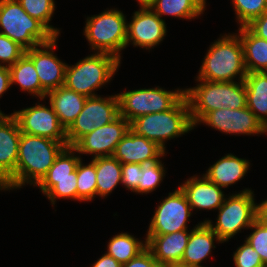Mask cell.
<instances>
[{"label":"cell","mask_w":267,"mask_h":267,"mask_svg":"<svg viewBox=\"0 0 267 267\" xmlns=\"http://www.w3.org/2000/svg\"><path fill=\"white\" fill-rule=\"evenodd\" d=\"M66 146L67 142L21 132L15 169V189H20L25 184L36 186Z\"/></svg>","instance_id":"obj_1"},{"label":"cell","mask_w":267,"mask_h":267,"mask_svg":"<svg viewBox=\"0 0 267 267\" xmlns=\"http://www.w3.org/2000/svg\"><path fill=\"white\" fill-rule=\"evenodd\" d=\"M198 72L197 79L210 82H233L235 78L244 80L247 70L239 35L224 34L212 42Z\"/></svg>","instance_id":"obj_2"},{"label":"cell","mask_w":267,"mask_h":267,"mask_svg":"<svg viewBox=\"0 0 267 267\" xmlns=\"http://www.w3.org/2000/svg\"><path fill=\"white\" fill-rule=\"evenodd\" d=\"M197 86L184 89L194 126L208 113L221 108L241 109L247 106L244 80L210 82L196 79Z\"/></svg>","instance_id":"obj_3"},{"label":"cell","mask_w":267,"mask_h":267,"mask_svg":"<svg viewBox=\"0 0 267 267\" xmlns=\"http://www.w3.org/2000/svg\"><path fill=\"white\" fill-rule=\"evenodd\" d=\"M194 128L185 95L169 110L142 115L130 122L132 132L152 140L165 152L167 140L178 138Z\"/></svg>","instance_id":"obj_4"},{"label":"cell","mask_w":267,"mask_h":267,"mask_svg":"<svg viewBox=\"0 0 267 267\" xmlns=\"http://www.w3.org/2000/svg\"><path fill=\"white\" fill-rule=\"evenodd\" d=\"M120 62L112 54L95 52L80 59L75 65L67 64L64 86L87 98L98 96L96 90L111 81Z\"/></svg>","instance_id":"obj_5"},{"label":"cell","mask_w":267,"mask_h":267,"mask_svg":"<svg viewBox=\"0 0 267 267\" xmlns=\"http://www.w3.org/2000/svg\"><path fill=\"white\" fill-rule=\"evenodd\" d=\"M84 36L90 50L109 53L121 60V51L126 48L127 19L121 10L111 8L98 15L87 17Z\"/></svg>","instance_id":"obj_6"},{"label":"cell","mask_w":267,"mask_h":267,"mask_svg":"<svg viewBox=\"0 0 267 267\" xmlns=\"http://www.w3.org/2000/svg\"><path fill=\"white\" fill-rule=\"evenodd\" d=\"M0 34L25 50L50 42L55 36L32 18L17 0H0Z\"/></svg>","instance_id":"obj_7"},{"label":"cell","mask_w":267,"mask_h":267,"mask_svg":"<svg viewBox=\"0 0 267 267\" xmlns=\"http://www.w3.org/2000/svg\"><path fill=\"white\" fill-rule=\"evenodd\" d=\"M254 191L243 189L239 193L226 197L218 209L215 224L211 220H204L218 235L222 242H228L242 229H249L256 220V204ZM240 231V232H239Z\"/></svg>","instance_id":"obj_8"},{"label":"cell","mask_w":267,"mask_h":267,"mask_svg":"<svg viewBox=\"0 0 267 267\" xmlns=\"http://www.w3.org/2000/svg\"><path fill=\"white\" fill-rule=\"evenodd\" d=\"M76 153L72 146H66L36 185L52 205L60 198L77 200V164L81 155L77 156Z\"/></svg>","instance_id":"obj_9"},{"label":"cell","mask_w":267,"mask_h":267,"mask_svg":"<svg viewBox=\"0 0 267 267\" xmlns=\"http://www.w3.org/2000/svg\"><path fill=\"white\" fill-rule=\"evenodd\" d=\"M117 96L119 115L130 123L139 116L171 109L184 96V90L167 91L157 86L125 91Z\"/></svg>","instance_id":"obj_10"},{"label":"cell","mask_w":267,"mask_h":267,"mask_svg":"<svg viewBox=\"0 0 267 267\" xmlns=\"http://www.w3.org/2000/svg\"><path fill=\"white\" fill-rule=\"evenodd\" d=\"M119 116L117 94L102 97H88L76 120L66 130L67 145L73 146L82 136L95 128L111 123Z\"/></svg>","instance_id":"obj_11"},{"label":"cell","mask_w":267,"mask_h":267,"mask_svg":"<svg viewBox=\"0 0 267 267\" xmlns=\"http://www.w3.org/2000/svg\"><path fill=\"white\" fill-rule=\"evenodd\" d=\"M192 208L183 191L178 187L160 201L155 209L146 235H163L188 230Z\"/></svg>","instance_id":"obj_12"},{"label":"cell","mask_w":267,"mask_h":267,"mask_svg":"<svg viewBox=\"0 0 267 267\" xmlns=\"http://www.w3.org/2000/svg\"><path fill=\"white\" fill-rule=\"evenodd\" d=\"M11 115L17 120L22 133L67 142L66 130L51 105L49 107L37 102L35 106L14 111Z\"/></svg>","instance_id":"obj_13"},{"label":"cell","mask_w":267,"mask_h":267,"mask_svg":"<svg viewBox=\"0 0 267 267\" xmlns=\"http://www.w3.org/2000/svg\"><path fill=\"white\" fill-rule=\"evenodd\" d=\"M129 130L130 123L119 115L111 123L82 136L72 147L79 155L90 154L93 158L113 156L117 144Z\"/></svg>","instance_id":"obj_14"},{"label":"cell","mask_w":267,"mask_h":267,"mask_svg":"<svg viewBox=\"0 0 267 267\" xmlns=\"http://www.w3.org/2000/svg\"><path fill=\"white\" fill-rule=\"evenodd\" d=\"M57 38L54 37L50 42L33 47L25 52L33 61L39 77L42 101L45 99L47 92L64 86L67 64L54 54L57 47Z\"/></svg>","instance_id":"obj_15"},{"label":"cell","mask_w":267,"mask_h":267,"mask_svg":"<svg viewBox=\"0 0 267 267\" xmlns=\"http://www.w3.org/2000/svg\"><path fill=\"white\" fill-rule=\"evenodd\" d=\"M232 135L264 134V125L246 106L241 109L221 108L208 112L198 123Z\"/></svg>","instance_id":"obj_16"},{"label":"cell","mask_w":267,"mask_h":267,"mask_svg":"<svg viewBox=\"0 0 267 267\" xmlns=\"http://www.w3.org/2000/svg\"><path fill=\"white\" fill-rule=\"evenodd\" d=\"M21 131L17 120L0 115V190L15 189V169Z\"/></svg>","instance_id":"obj_17"},{"label":"cell","mask_w":267,"mask_h":267,"mask_svg":"<svg viewBox=\"0 0 267 267\" xmlns=\"http://www.w3.org/2000/svg\"><path fill=\"white\" fill-rule=\"evenodd\" d=\"M139 7L133 13L131 22H127L126 47L132 43L134 47L150 50L159 45L166 36V23L150 7Z\"/></svg>","instance_id":"obj_18"},{"label":"cell","mask_w":267,"mask_h":267,"mask_svg":"<svg viewBox=\"0 0 267 267\" xmlns=\"http://www.w3.org/2000/svg\"><path fill=\"white\" fill-rule=\"evenodd\" d=\"M166 152L152 140L138 136L129 130L117 144L113 157L121 164H147L163 157Z\"/></svg>","instance_id":"obj_19"},{"label":"cell","mask_w":267,"mask_h":267,"mask_svg":"<svg viewBox=\"0 0 267 267\" xmlns=\"http://www.w3.org/2000/svg\"><path fill=\"white\" fill-rule=\"evenodd\" d=\"M191 176L180 189L185 194L190 207L200 210H217L224 203L225 195L221 187L211 182L204 174Z\"/></svg>","instance_id":"obj_20"},{"label":"cell","mask_w":267,"mask_h":267,"mask_svg":"<svg viewBox=\"0 0 267 267\" xmlns=\"http://www.w3.org/2000/svg\"><path fill=\"white\" fill-rule=\"evenodd\" d=\"M189 237V230L163 235H146V247L160 265L180 264Z\"/></svg>","instance_id":"obj_21"},{"label":"cell","mask_w":267,"mask_h":267,"mask_svg":"<svg viewBox=\"0 0 267 267\" xmlns=\"http://www.w3.org/2000/svg\"><path fill=\"white\" fill-rule=\"evenodd\" d=\"M214 241L223 243L206 222L198 223L190 230L188 244L184 250L180 265L185 267H204L202 261L216 248Z\"/></svg>","instance_id":"obj_22"},{"label":"cell","mask_w":267,"mask_h":267,"mask_svg":"<svg viewBox=\"0 0 267 267\" xmlns=\"http://www.w3.org/2000/svg\"><path fill=\"white\" fill-rule=\"evenodd\" d=\"M46 97L49 98V104L52 106L60 124L65 130L76 120L87 99L86 96L78 94L65 86H60L47 92Z\"/></svg>","instance_id":"obj_23"},{"label":"cell","mask_w":267,"mask_h":267,"mask_svg":"<svg viewBox=\"0 0 267 267\" xmlns=\"http://www.w3.org/2000/svg\"><path fill=\"white\" fill-rule=\"evenodd\" d=\"M249 168V160L228 153L213 165H210L204 175L218 187L228 188L229 185L231 186L242 180L248 173Z\"/></svg>","instance_id":"obj_24"},{"label":"cell","mask_w":267,"mask_h":267,"mask_svg":"<svg viewBox=\"0 0 267 267\" xmlns=\"http://www.w3.org/2000/svg\"><path fill=\"white\" fill-rule=\"evenodd\" d=\"M243 44L247 73L267 72V40L256 36L247 26L238 29Z\"/></svg>","instance_id":"obj_25"},{"label":"cell","mask_w":267,"mask_h":267,"mask_svg":"<svg viewBox=\"0 0 267 267\" xmlns=\"http://www.w3.org/2000/svg\"><path fill=\"white\" fill-rule=\"evenodd\" d=\"M244 83L247 107L265 125L267 123V72L247 73Z\"/></svg>","instance_id":"obj_26"},{"label":"cell","mask_w":267,"mask_h":267,"mask_svg":"<svg viewBox=\"0 0 267 267\" xmlns=\"http://www.w3.org/2000/svg\"><path fill=\"white\" fill-rule=\"evenodd\" d=\"M91 159L96 169V196L107 198L119 183L122 184L121 163L113 156Z\"/></svg>","instance_id":"obj_27"},{"label":"cell","mask_w":267,"mask_h":267,"mask_svg":"<svg viewBox=\"0 0 267 267\" xmlns=\"http://www.w3.org/2000/svg\"><path fill=\"white\" fill-rule=\"evenodd\" d=\"M160 18L164 15L194 19L206 10V0H152L148 5Z\"/></svg>","instance_id":"obj_28"},{"label":"cell","mask_w":267,"mask_h":267,"mask_svg":"<svg viewBox=\"0 0 267 267\" xmlns=\"http://www.w3.org/2000/svg\"><path fill=\"white\" fill-rule=\"evenodd\" d=\"M11 86L18 84L22 91L28 92L41 101V83L33 61L24 54L9 67Z\"/></svg>","instance_id":"obj_29"},{"label":"cell","mask_w":267,"mask_h":267,"mask_svg":"<svg viewBox=\"0 0 267 267\" xmlns=\"http://www.w3.org/2000/svg\"><path fill=\"white\" fill-rule=\"evenodd\" d=\"M144 242V243H143ZM146 248V240L140 241L129 233L114 235L108 242L106 254L121 265L129 262Z\"/></svg>","instance_id":"obj_30"},{"label":"cell","mask_w":267,"mask_h":267,"mask_svg":"<svg viewBox=\"0 0 267 267\" xmlns=\"http://www.w3.org/2000/svg\"><path fill=\"white\" fill-rule=\"evenodd\" d=\"M25 12L32 18L41 22L55 37H58L60 31L58 28L50 25V21L55 11L54 0H17Z\"/></svg>","instance_id":"obj_31"},{"label":"cell","mask_w":267,"mask_h":267,"mask_svg":"<svg viewBox=\"0 0 267 267\" xmlns=\"http://www.w3.org/2000/svg\"><path fill=\"white\" fill-rule=\"evenodd\" d=\"M96 197L95 163L85 165L82 159L77 164V200L90 202Z\"/></svg>","instance_id":"obj_32"},{"label":"cell","mask_w":267,"mask_h":267,"mask_svg":"<svg viewBox=\"0 0 267 267\" xmlns=\"http://www.w3.org/2000/svg\"><path fill=\"white\" fill-rule=\"evenodd\" d=\"M163 177H165V168L160 159L142 164L140 183L134 192L143 195L155 191L163 181Z\"/></svg>","instance_id":"obj_33"},{"label":"cell","mask_w":267,"mask_h":267,"mask_svg":"<svg viewBox=\"0 0 267 267\" xmlns=\"http://www.w3.org/2000/svg\"><path fill=\"white\" fill-rule=\"evenodd\" d=\"M232 2L240 27L248 25L267 11V0H232Z\"/></svg>","instance_id":"obj_34"},{"label":"cell","mask_w":267,"mask_h":267,"mask_svg":"<svg viewBox=\"0 0 267 267\" xmlns=\"http://www.w3.org/2000/svg\"><path fill=\"white\" fill-rule=\"evenodd\" d=\"M25 52L26 50L18 43L0 34V66H12Z\"/></svg>","instance_id":"obj_35"},{"label":"cell","mask_w":267,"mask_h":267,"mask_svg":"<svg viewBox=\"0 0 267 267\" xmlns=\"http://www.w3.org/2000/svg\"><path fill=\"white\" fill-rule=\"evenodd\" d=\"M252 233L246 237L247 241L253 249L259 254L263 264L267 265V227L262 226L256 220L250 226Z\"/></svg>","instance_id":"obj_36"},{"label":"cell","mask_w":267,"mask_h":267,"mask_svg":"<svg viewBox=\"0 0 267 267\" xmlns=\"http://www.w3.org/2000/svg\"><path fill=\"white\" fill-rule=\"evenodd\" d=\"M233 261L235 267H265L259 254L247 241L234 252Z\"/></svg>","instance_id":"obj_37"},{"label":"cell","mask_w":267,"mask_h":267,"mask_svg":"<svg viewBox=\"0 0 267 267\" xmlns=\"http://www.w3.org/2000/svg\"><path fill=\"white\" fill-rule=\"evenodd\" d=\"M121 168L122 185H124L128 190L134 192L140 183L142 165L136 163H125L121 164Z\"/></svg>","instance_id":"obj_38"},{"label":"cell","mask_w":267,"mask_h":267,"mask_svg":"<svg viewBox=\"0 0 267 267\" xmlns=\"http://www.w3.org/2000/svg\"><path fill=\"white\" fill-rule=\"evenodd\" d=\"M151 251L146 247L136 257L122 265V267H160Z\"/></svg>","instance_id":"obj_39"},{"label":"cell","mask_w":267,"mask_h":267,"mask_svg":"<svg viewBox=\"0 0 267 267\" xmlns=\"http://www.w3.org/2000/svg\"><path fill=\"white\" fill-rule=\"evenodd\" d=\"M256 36L267 40V11L246 25Z\"/></svg>","instance_id":"obj_40"},{"label":"cell","mask_w":267,"mask_h":267,"mask_svg":"<svg viewBox=\"0 0 267 267\" xmlns=\"http://www.w3.org/2000/svg\"><path fill=\"white\" fill-rule=\"evenodd\" d=\"M11 87L10 71L7 66H0V97ZM0 115L3 112L0 110Z\"/></svg>","instance_id":"obj_41"},{"label":"cell","mask_w":267,"mask_h":267,"mask_svg":"<svg viewBox=\"0 0 267 267\" xmlns=\"http://www.w3.org/2000/svg\"><path fill=\"white\" fill-rule=\"evenodd\" d=\"M91 267H122L112 256L104 253Z\"/></svg>","instance_id":"obj_42"},{"label":"cell","mask_w":267,"mask_h":267,"mask_svg":"<svg viewBox=\"0 0 267 267\" xmlns=\"http://www.w3.org/2000/svg\"><path fill=\"white\" fill-rule=\"evenodd\" d=\"M256 221L267 227V199L256 204Z\"/></svg>","instance_id":"obj_43"},{"label":"cell","mask_w":267,"mask_h":267,"mask_svg":"<svg viewBox=\"0 0 267 267\" xmlns=\"http://www.w3.org/2000/svg\"><path fill=\"white\" fill-rule=\"evenodd\" d=\"M140 6H148L152 0H137Z\"/></svg>","instance_id":"obj_44"},{"label":"cell","mask_w":267,"mask_h":267,"mask_svg":"<svg viewBox=\"0 0 267 267\" xmlns=\"http://www.w3.org/2000/svg\"><path fill=\"white\" fill-rule=\"evenodd\" d=\"M160 267H185L180 264H162Z\"/></svg>","instance_id":"obj_45"},{"label":"cell","mask_w":267,"mask_h":267,"mask_svg":"<svg viewBox=\"0 0 267 267\" xmlns=\"http://www.w3.org/2000/svg\"><path fill=\"white\" fill-rule=\"evenodd\" d=\"M264 134H267V123L264 125Z\"/></svg>","instance_id":"obj_46"}]
</instances>
